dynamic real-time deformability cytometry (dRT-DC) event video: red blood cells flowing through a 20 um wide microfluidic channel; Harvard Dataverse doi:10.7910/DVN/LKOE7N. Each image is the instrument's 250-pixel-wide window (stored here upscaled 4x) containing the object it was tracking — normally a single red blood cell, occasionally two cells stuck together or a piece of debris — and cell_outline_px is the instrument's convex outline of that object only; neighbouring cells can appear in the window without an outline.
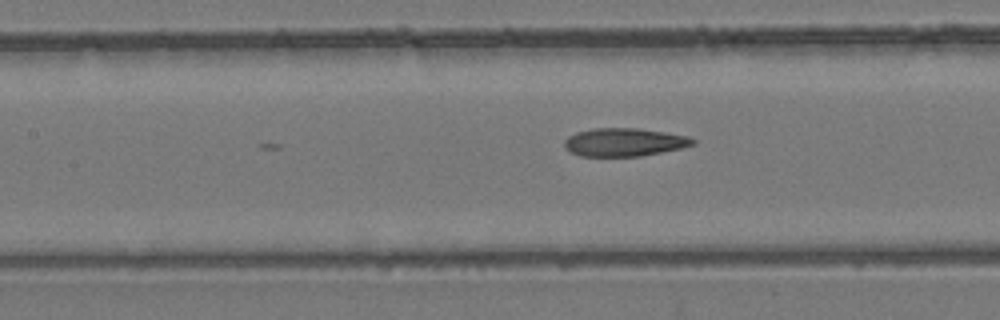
{"species": "common noctule bat (a hibernating species)", "species_latin": "Nyctalus noctula", "temperature_condition": "room temperature", "stored_images_in_passage": 17, "camera_frame_rate_fps": 3000, "um_per_image_px": 0.085, "animal": {"sex": "female", "body_mass_g": 24.6, "forearm_length_mm": 56.2}, "frame": {"image": 1, "passage_image": 17, "time_ms": 5.333, "image_size_px": [1000, 320], "cell_outline_px": [[696, 144], [680, 148], [640, 156], [580, 156], [564, 148], [564, 140], [568, 136], [576, 132], [592, 128], [636, 128], [664, 132], [688, 136], [696, 140]], "centroid_in_image_um": [53.04, 12.08], "position_along_channel_um": 154.4, "area_um2": 21.04}}